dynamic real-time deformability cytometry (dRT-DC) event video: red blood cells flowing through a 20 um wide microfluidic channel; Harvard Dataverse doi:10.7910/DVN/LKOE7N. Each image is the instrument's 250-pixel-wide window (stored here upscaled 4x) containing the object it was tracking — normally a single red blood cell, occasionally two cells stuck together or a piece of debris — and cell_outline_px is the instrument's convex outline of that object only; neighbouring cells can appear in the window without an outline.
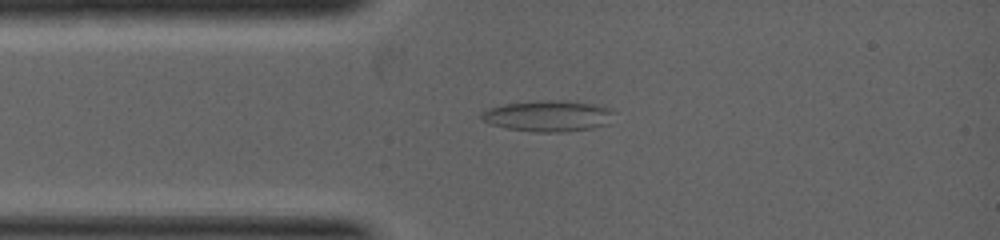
{"species": "common noctule bat (a hibernating species)", "species_latin": "Nyctalus noctula", "temperature_condition": "warm", "stored_images_in_passage": 12, "camera_frame_rate_fps": 5000, "um_per_image_px": 0.085, "animal": {"sex": "female", "body_mass_g": 19.0, "forearm_length_mm": 53.3}, "frame": {"image": 1, "passage_image": 6, "time_ms": 1.2, "image_size_px": [1000, 240], "cell_outline_px": [[616, 112], [608, 124], [592, 128], [560, 132], [536, 132], [508, 128], [492, 124], [480, 120], [480, 116], [488, 108], [504, 104], [536, 100], [560, 100], [588, 104], [604, 108]], "centroid_in_image_um": [46.55, 9.86], "position_along_channel_um": 38.4, "area_um2": 23.7}}
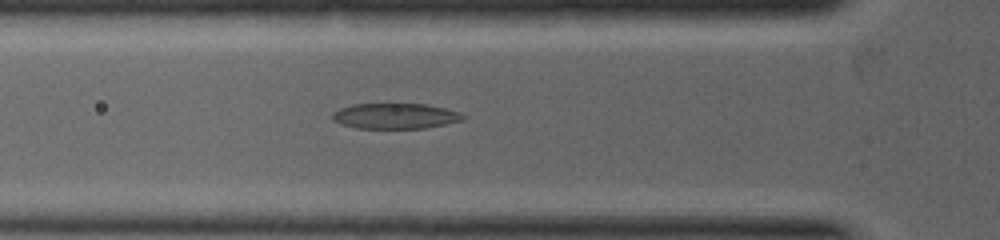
{"frame": {"image": 2, "passage_image": 9, "time_ms": 2.0, "image_size_px": [1000, 240], "cell_outline_px": [[468, 116], [464, 120], [424, 128], [356, 128], [340, 124], [332, 120], [332, 112], [340, 108], [352, 104], [424, 104], [444, 108], [460, 112]], "centroid_in_image_um": [33.58, 9.86], "position_along_channel_um": 92.2, "area_um2": 19.48}}
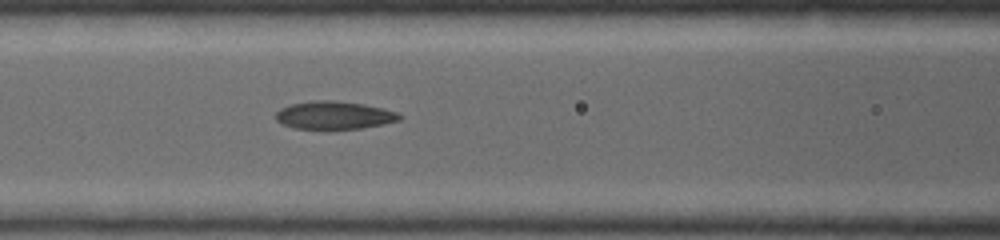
{"frame": {"image": 3, "passage_image": 12, "time_ms": 2.6, "image_size_px": [1000, 240], "cell_outline_px": [[404, 116], [400, 120], [360, 128], [328, 132], [292, 128], [276, 120], [276, 112], [280, 108], [288, 104], [312, 100], [332, 100], [364, 104], [400, 112]], "centroid_in_image_um": [28.37, 9.83], "position_along_channel_um": 138.2, "area_um2": 21.04}}